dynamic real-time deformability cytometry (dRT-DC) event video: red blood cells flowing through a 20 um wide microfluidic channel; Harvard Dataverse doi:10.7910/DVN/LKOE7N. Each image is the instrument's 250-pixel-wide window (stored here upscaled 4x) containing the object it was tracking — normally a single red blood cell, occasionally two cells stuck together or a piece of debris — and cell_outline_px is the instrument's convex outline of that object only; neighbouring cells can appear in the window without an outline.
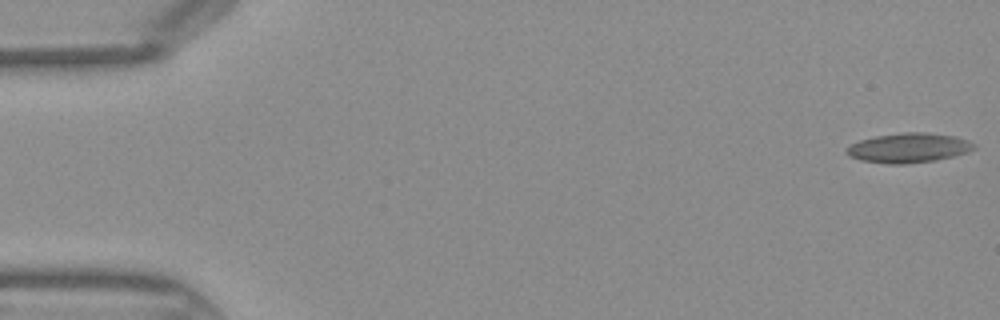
{"species": "Egyptian fruit bat (a non-hibernating species)", "species_latin": "Rousettus aegyptiacus", "temperature_condition": "warm", "stored_images_in_passage": 45, "camera_frame_rate_fps": 3000, "um_per_image_px": 0.085, "frame": {"image": 1, "passage_image": 1, "time_ms": 0.0, "image_size_px": [1000, 320], "cell_outline_px": [[976, 148], [968, 152], [936, 160], [908, 164], [888, 164], [860, 160], [848, 156], [844, 152], [844, 148], [860, 140], [876, 136], [904, 132], [924, 132], [956, 136], [968, 140], [976, 144]], "centroid_in_image_um": [77.22, 12.57], "position_along_channel_um": 7.8, "area_um2": 22.2}}
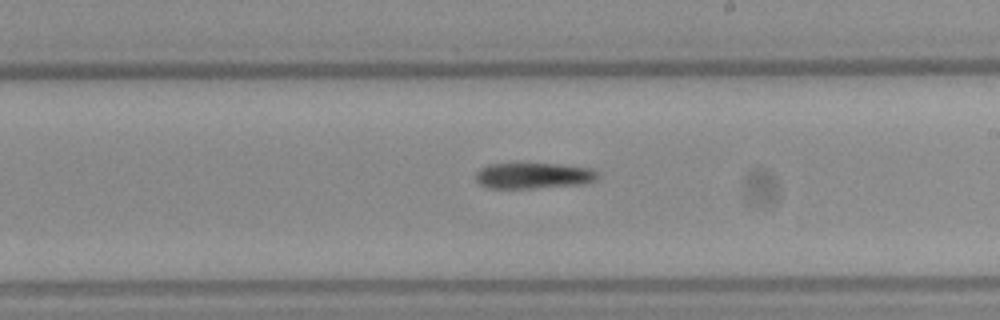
{"frame": {"image": 2, "passage_image": 26, "time_ms": 8.333, "image_size_px": [1000, 320], "cell_outline_px": [[600, 176], [596, 180], [588, 184], [532, 188], [488, 188], [480, 184], [476, 180], [476, 172], [480, 168], [488, 164], [516, 160], [520, 160], [560, 164], [592, 168], [600, 172]], "centroid_in_image_um": [45.36, 14.87], "position_along_channel_um": 243.6, "area_um2": 19.77}}
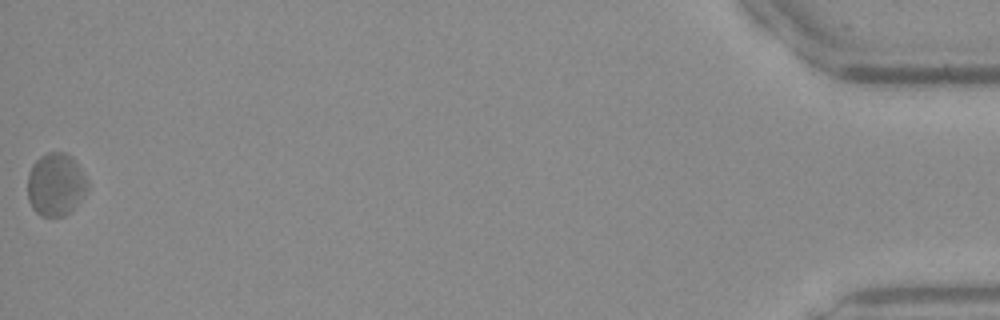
{"frame": {"image": 3, "passage_image": 45, "time_ms": 14.667, "image_size_px": [1000, 320], "cell_outline_px": [[88, 188], [84, 196], [64, 216], [40, 216], [32, 208], [28, 200], [28, 172], [32, 164], [40, 156], [48, 152], [64, 152], [72, 156], [88, 180]], "centroid_in_image_um": [4.73, 15.66], "position_along_channel_um": 430.5, "area_um2": 22.02}}